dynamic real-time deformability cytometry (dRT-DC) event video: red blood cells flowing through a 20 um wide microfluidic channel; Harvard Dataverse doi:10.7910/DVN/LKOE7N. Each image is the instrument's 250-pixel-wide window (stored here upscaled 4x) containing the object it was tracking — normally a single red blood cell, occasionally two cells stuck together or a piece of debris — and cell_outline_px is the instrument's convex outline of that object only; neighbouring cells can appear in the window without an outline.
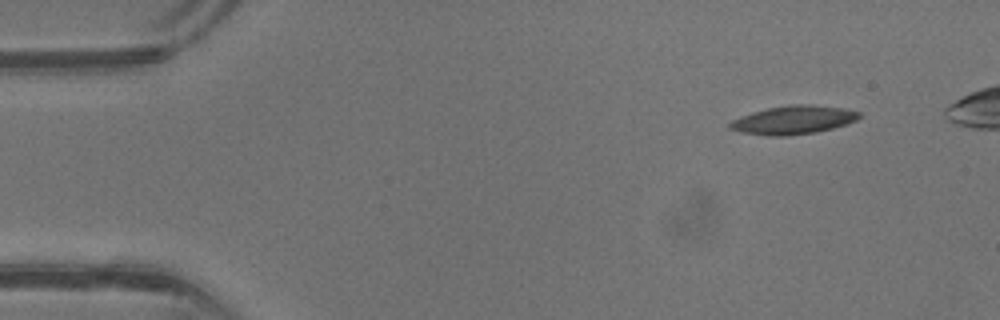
{"species": "common noctule bat (a hibernating species)", "species_latin": "Nyctalus noctula", "temperature_condition": "warm", "stored_images_in_passage": 35, "camera_frame_rate_fps": 3000, "um_per_image_px": 0.085, "animal": {"sex": "male", "body_mass_g": 13.3}, "frame": {"image": 1, "passage_image": 1, "time_ms": 0.0, "image_size_px": [1000, 320], "cell_outline_px": [[860, 116], [856, 120], [848, 124], [816, 132], [788, 136], [768, 136], [740, 132], [728, 128], [728, 124], [732, 120], [752, 112], [768, 108], [788, 104], [808, 104], [840, 108], [860, 112]], "centroid_in_image_um": [67.4, 10.2], "position_along_channel_um": 17.6, "area_um2": 21.44}}
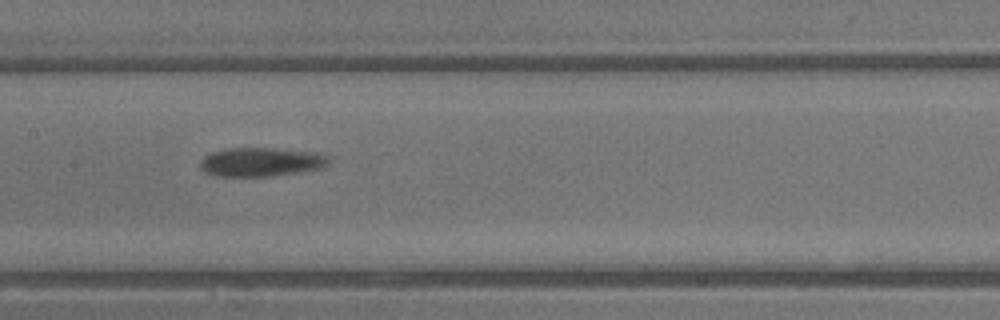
{"frame": {"image": 2, "passage_image": 18, "time_ms": 5.667, "image_size_px": [1000, 320], "cell_outline_px": [[332, 164], [320, 168], [272, 176], [216, 176], [204, 172], [200, 168], [200, 160], [204, 156], [212, 152], [228, 148], [272, 148], [316, 152], [332, 156]], "centroid_in_image_um": [22.23, 13.76], "position_along_channel_um": 185.2, "area_um2": 21.91}}
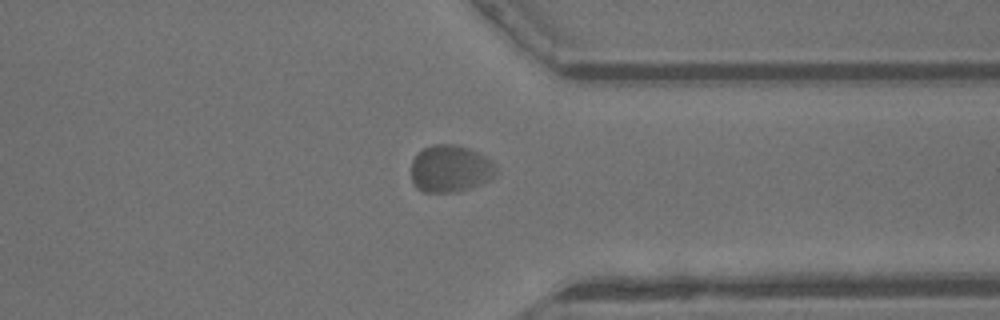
{"frame": {"image": 3, "passage_image": 30, "time_ms": 9.667, "image_size_px": [1000, 320], "cell_outline_px": [[496, 172], [488, 180], [472, 188], [456, 192], [420, 192], [416, 188], [412, 180], [412, 160], [424, 148], [432, 144], [456, 144], [468, 148], [484, 156], [496, 168]], "centroid_in_image_um": [38.23, 14.35], "position_along_channel_um": 373.2, "area_um2": 23.12}}